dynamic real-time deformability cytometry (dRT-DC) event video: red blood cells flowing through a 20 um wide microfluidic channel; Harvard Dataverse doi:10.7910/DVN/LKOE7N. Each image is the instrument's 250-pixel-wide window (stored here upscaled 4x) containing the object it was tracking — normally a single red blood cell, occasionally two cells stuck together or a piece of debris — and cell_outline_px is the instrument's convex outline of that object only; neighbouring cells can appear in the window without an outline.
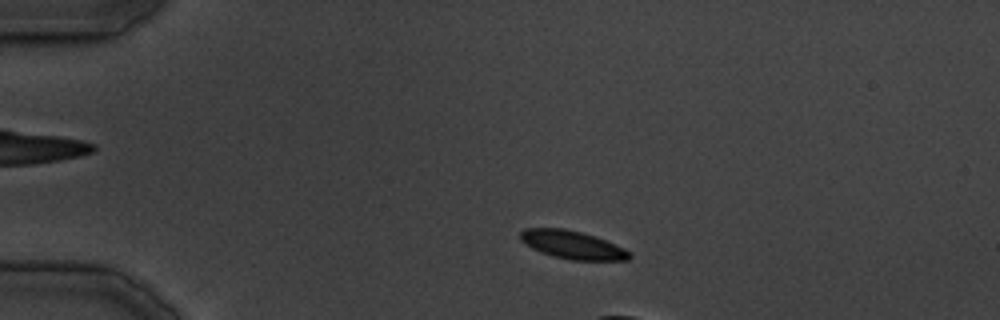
{"species": "common noctule bat (a hibernating species)", "species_latin": "Nyctalus noctula", "temperature_condition": "cold", "stored_images_in_passage": 9, "camera_frame_rate_fps": 3000, "um_per_image_px": 0.085, "animal": {"sex": "male", "body_mass_g": 19.5, "forearm_length_mm": 54.6}, "frame": {"image": 1, "passage_image": 4, "time_ms": 4.333, "image_size_px": [1000, 320], "cell_outline_px": [[632, 256], [628, 260], [572, 260], [552, 256], [540, 252], [532, 248], [520, 240], [520, 232], [524, 228], [564, 228], [596, 236], [624, 248], [632, 252]], "centroid_in_image_um": [48.66, 20.81], "position_along_channel_um": 36.3, "area_um2": 17.98}}